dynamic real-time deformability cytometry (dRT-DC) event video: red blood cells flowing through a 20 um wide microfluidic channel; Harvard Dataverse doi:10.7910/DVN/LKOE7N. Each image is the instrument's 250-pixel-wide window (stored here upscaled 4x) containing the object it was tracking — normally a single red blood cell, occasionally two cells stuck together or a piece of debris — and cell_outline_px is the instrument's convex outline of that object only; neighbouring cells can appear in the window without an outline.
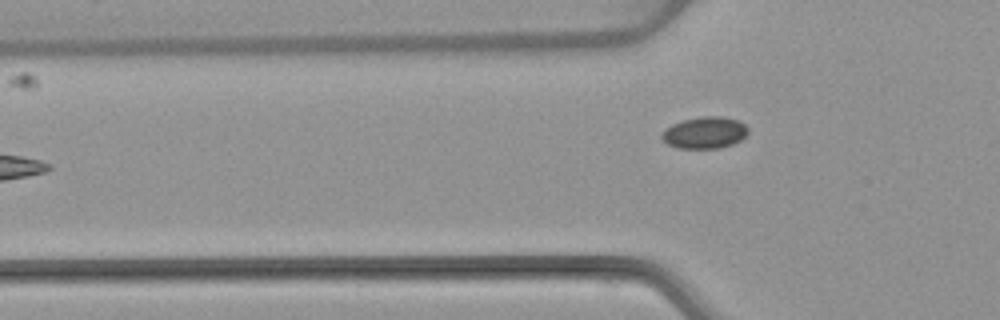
{"species": "common noctule bat (a hibernating species)", "species_latin": "Nyctalus noctula", "temperature_condition": "warm", "stored_images_in_passage": 4, "camera_frame_rate_fps": 3000, "um_per_image_px": 0.085, "animal": {"sex": "female", "body_mass_g": 22.7, "forearm_length_mm": 54.2}, "frame": {"image": 1, "passage_image": 4, "time_ms": 4.667, "image_size_px": [1000, 320], "cell_outline_px": [[748, 132], [740, 140], [732, 144], [720, 148], [676, 148], [668, 144], [660, 136], [672, 124], [684, 120], [704, 116], [720, 116], [740, 120], [748, 128]], "centroid_in_image_um": [59.93, 11.27], "position_along_channel_um": 65.9, "area_um2": 15.78}}